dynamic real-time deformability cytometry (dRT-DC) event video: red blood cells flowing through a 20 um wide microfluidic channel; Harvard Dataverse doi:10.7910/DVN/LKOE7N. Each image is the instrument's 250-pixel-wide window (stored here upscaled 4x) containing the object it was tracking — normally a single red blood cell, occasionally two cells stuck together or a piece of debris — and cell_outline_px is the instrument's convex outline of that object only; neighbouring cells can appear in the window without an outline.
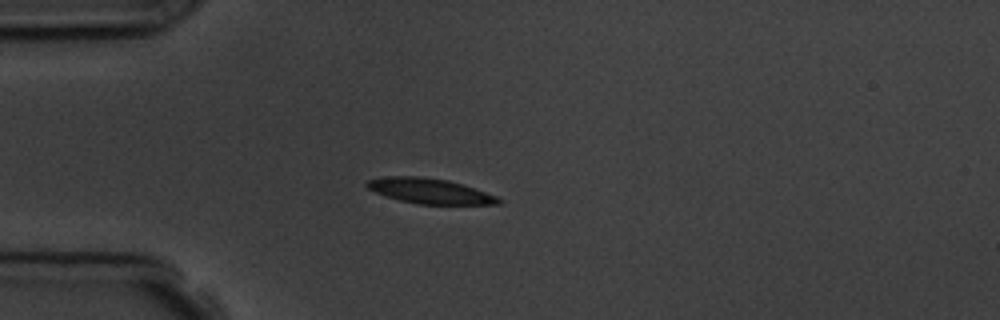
{"species": "common noctule bat (a hibernating species)", "species_latin": "Nyctalus noctula", "temperature_condition": "room temperature", "stored_images_in_passage": 4, "camera_frame_rate_fps": 3000, "um_per_image_px": 0.085, "animal": {"sex": "male", "body_mass_g": 19.5, "forearm_length_mm": 54.6}, "frame": {"image": 1, "passage_image": 4, "time_ms": 3.333, "image_size_px": [1000, 320], "cell_outline_px": [[504, 200], [500, 204], [416, 204], [400, 200], [376, 192], [368, 188], [364, 184], [368, 180], [388, 176], [416, 176], [448, 180], [496, 196]], "centroid_in_image_um": [36.52, 16.24], "position_along_channel_um": 48.5, "area_um2": 18.96}}